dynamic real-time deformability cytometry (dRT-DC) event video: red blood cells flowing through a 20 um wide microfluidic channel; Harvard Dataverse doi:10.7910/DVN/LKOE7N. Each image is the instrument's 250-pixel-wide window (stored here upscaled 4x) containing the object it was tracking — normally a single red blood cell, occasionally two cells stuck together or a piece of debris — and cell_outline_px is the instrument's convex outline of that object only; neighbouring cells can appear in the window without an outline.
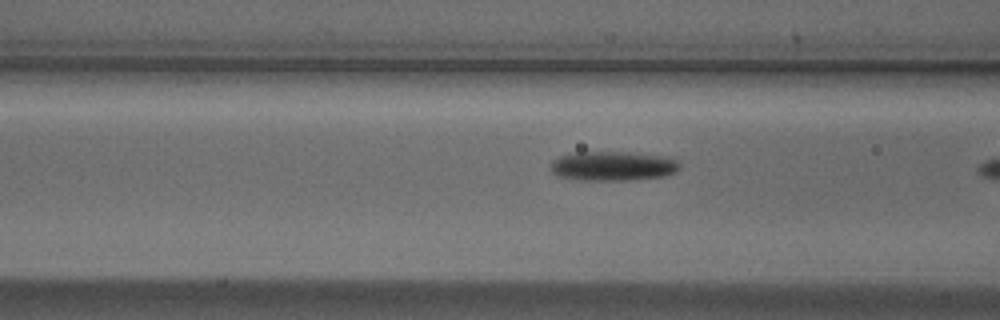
{"species": "Egyptian fruit bat (a non-hibernating species)", "species_latin": "Rousettus aegyptiacus", "temperature_condition": "cold", "stored_images_in_passage": 19, "camera_frame_rate_fps": 3000, "um_per_image_px": 0.085, "animal": {"sex": "male"}, "frame": {"image": 1, "passage_image": 18, "time_ms": 5.667, "image_size_px": [1000, 320], "cell_outline_px": [[680, 168], [676, 172], [664, 176], [628, 180], [588, 180], [560, 176], [552, 172], [552, 160], [560, 156], [580, 152], [628, 152], [668, 156], [676, 160], [680, 164]], "centroid_in_image_um": [52.17, 14.1], "position_along_channel_um": 114.4, "area_um2": 21.96}}